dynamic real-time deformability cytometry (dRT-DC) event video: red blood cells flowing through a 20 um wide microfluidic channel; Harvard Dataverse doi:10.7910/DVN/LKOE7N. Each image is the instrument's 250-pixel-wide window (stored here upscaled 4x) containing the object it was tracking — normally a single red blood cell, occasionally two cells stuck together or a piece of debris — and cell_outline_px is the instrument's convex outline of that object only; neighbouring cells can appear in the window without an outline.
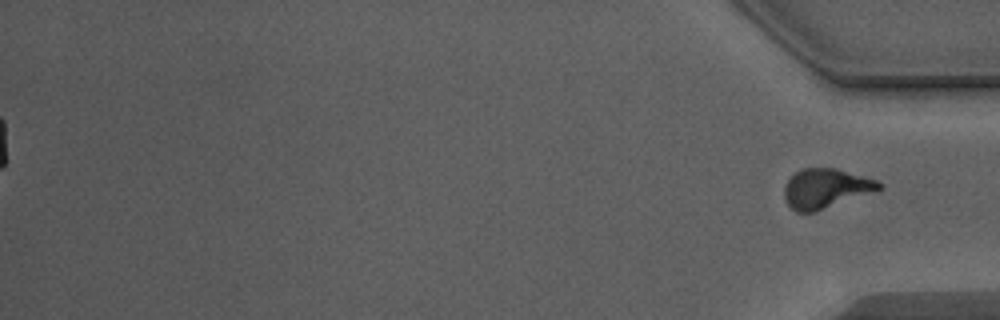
{"species": "Egyptian fruit bat (a non-hibernating species)", "species_latin": "Rousettus aegyptiacus", "temperature_condition": "warm", "stored_images_in_passage": 51, "segment_of_instrument_passage": [2, 2], "camera_frame_rate_fps": 3000, "um_per_image_px": 0.085, "animal": {"sex": "male"}, "frame": {"image": 1, "passage_image": 51, "time_ms": 16.667, "image_size_px": [1000, 320], "cell_outline_px": [[884, 184], [880, 188], [812, 212], [796, 212], [788, 204], [784, 196], [784, 188], [788, 180], [800, 168], [836, 168], [876, 180]], "centroid_in_image_um": [70.12, 15.99], "position_along_channel_um": 365.1, "area_um2": 21.04}}